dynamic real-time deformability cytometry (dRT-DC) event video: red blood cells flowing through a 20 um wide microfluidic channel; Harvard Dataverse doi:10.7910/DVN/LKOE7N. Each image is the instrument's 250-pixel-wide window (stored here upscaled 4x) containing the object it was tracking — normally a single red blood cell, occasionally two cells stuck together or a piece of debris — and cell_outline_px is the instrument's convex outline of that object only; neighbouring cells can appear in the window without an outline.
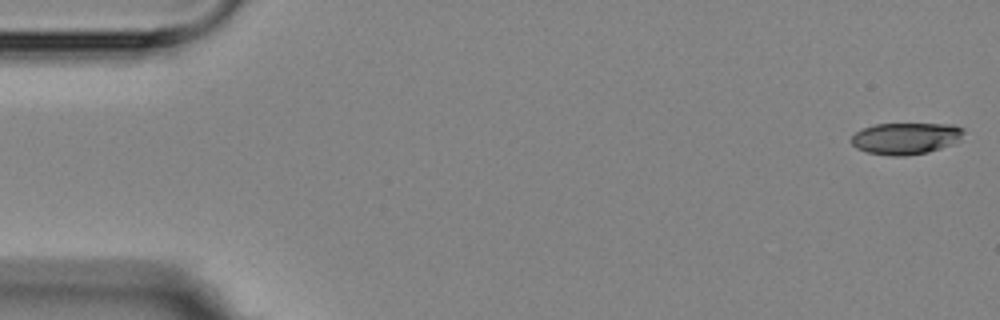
{"species": "Egyptian fruit bat (a non-hibernating species)", "species_latin": "Rousettus aegyptiacus", "temperature_condition": "room temperature", "stored_images_in_passage": 5, "camera_frame_rate_fps": 3000, "um_per_image_px": 0.085, "animal": {"sex": "female"}, "frame": {"image": 1, "passage_image": 1, "time_ms": 0.0, "image_size_px": [1000, 320], "cell_outline_px": [[964, 132], [952, 144], [928, 152], [904, 156], [892, 156], [868, 152], [856, 148], [852, 144], [852, 136], [856, 132], [864, 128], [876, 124], [952, 124], [964, 128]], "centroid_in_image_um": [76.98, 11.76], "position_along_channel_um": 8.0, "area_um2": 20.46}}
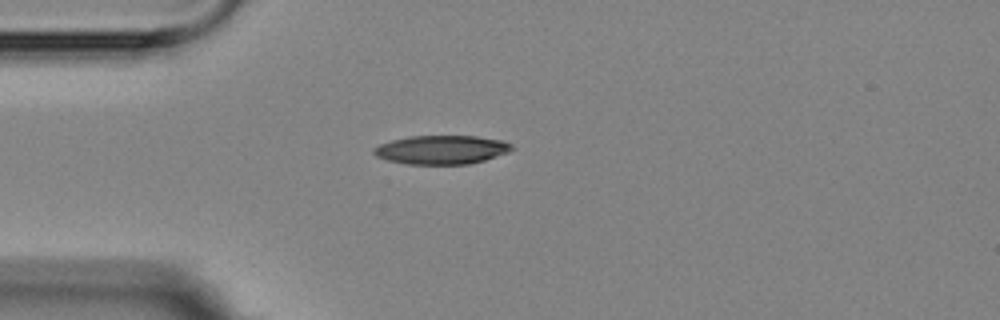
{"frame": {"image": 2, "passage_image": 5, "time_ms": 4.333, "image_size_px": [1000, 320], "cell_outline_px": [[516, 148], [508, 152], [484, 160], [468, 164], [408, 164], [388, 160], [376, 156], [372, 152], [372, 148], [380, 144], [392, 140], [408, 136], [476, 136], [504, 140], [512, 144]], "centroid_in_image_um": [37.54, 12.72], "position_along_channel_um": 47.5, "area_um2": 23.24}}